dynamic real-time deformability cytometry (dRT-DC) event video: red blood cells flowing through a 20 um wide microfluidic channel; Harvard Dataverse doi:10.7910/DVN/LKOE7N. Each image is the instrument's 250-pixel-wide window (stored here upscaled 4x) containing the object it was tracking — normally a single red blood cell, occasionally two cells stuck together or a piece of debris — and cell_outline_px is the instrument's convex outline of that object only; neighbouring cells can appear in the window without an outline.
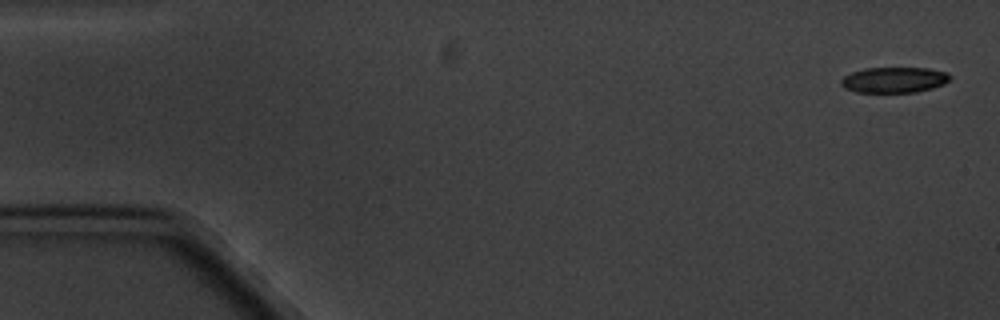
{"species": "common noctule bat (a hibernating species)", "species_latin": "Nyctalus noctula", "temperature_condition": "cold", "stored_images_in_passage": 9, "camera_frame_rate_fps": 3000, "um_per_image_px": 0.085, "animal": {"sex": "male", "body_mass_g": 20.1, "forearm_length_mm": 53.5}, "frame": {"image": 1, "passage_image": 1, "time_ms": 0.0, "image_size_px": [1000, 320], "cell_outline_px": [[952, 76], [944, 84], [932, 88], [916, 92], [856, 92], [844, 88], [840, 84], [840, 80], [844, 76], [852, 72], [864, 68], [928, 68], [948, 72]], "centroid_in_image_um": [76.0, 6.78], "position_along_channel_um": 9.0, "area_um2": 16.36}}
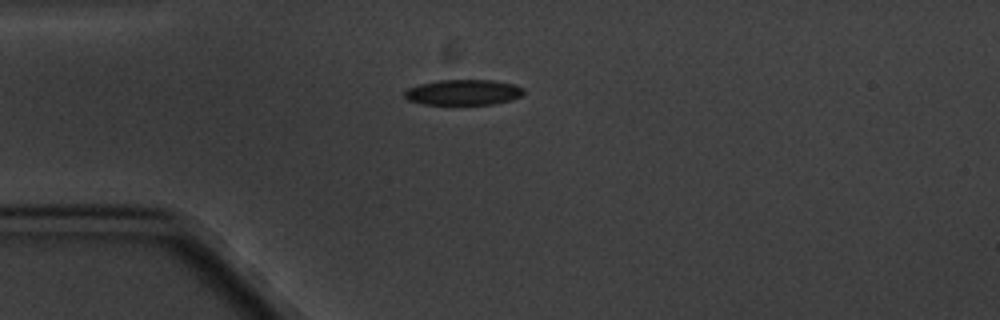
{"frame": {"image": 2, "passage_image": 4, "time_ms": 4.333, "image_size_px": [1000, 320], "cell_outline_px": [[524, 92], [520, 96], [512, 100], [492, 104], [424, 104], [408, 100], [404, 96], [404, 92], [408, 88], [420, 84], [440, 80], [492, 80], [516, 84], [524, 88]], "centroid_in_image_um": [39.41, 7.84], "position_along_channel_um": 45.6, "area_um2": 17.69}}